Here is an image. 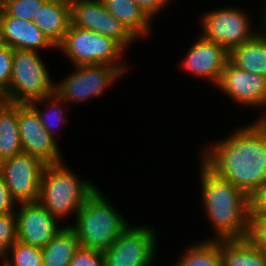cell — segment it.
Returning <instances> with one entry per match:
<instances>
[{
  "label": "cell",
  "mask_w": 266,
  "mask_h": 266,
  "mask_svg": "<svg viewBox=\"0 0 266 266\" xmlns=\"http://www.w3.org/2000/svg\"><path fill=\"white\" fill-rule=\"evenodd\" d=\"M255 121L205 147L200 157L218 177L249 197L266 180V121Z\"/></svg>",
  "instance_id": "6da1fadb"
},
{
  "label": "cell",
  "mask_w": 266,
  "mask_h": 266,
  "mask_svg": "<svg viewBox=\"0 0 266 266\" xmlns=\"http://www.w3.org/2000/svg\"><path fill=\"white\" fill-rule=\"evenodd\" d=\"M200 163L202 203L215 231L214 238L207 241L247 239L250 230L249 196L218 177L202 161Z\"/></svg>",
  "instance_id": "7a4b0ae2"
},
{
  "label": "cell",
  "mask_w": 266,
  "mask_h": 266,
  "mask_svg": "<svg viewBox=\"0 0 266 266\" xmlns=\"http://www.w3.org/2000/svg\"><path fill=\"white\" fill-rule=\"evenodd\" d=\"M69 227L75 232L80 246L104 251L108 249L129 225L96 188L85 200Z\"/></svg>",
  "instance_id": "3957f363"
},
{
  "label": "cell",
  "mask_w": 266,
  "mask_h": 266,
  "mask_svg": "<svg viewBox=\"0 0 266 266\" xmlns=\"http://www.w3.org/2000/svg\"><path fill=\"white\" fill-rule=\"evenodd\" d=\"M63 164L45 165L38 198L52 216L61 220L72 213L77 215L86 198L97 188Z\"/></svg>",
  "instance_id": "277c9868"
},
{
  "label": "cell",
  "mask_w": 266,
  "mask_h": 266,
  "mask_svg": "<svg viewBox=\"0 0 266 266\" xmlns=\"http://www.w3.org/2000/svg\"><path fill=\"white\" fill-rule=\"evenodd\" d=\"M55 84L38 51L13 49L12 76L4 101L28 104L55 93Z\"/></svg>",
  "instance_id": "5b68a950"
},
{
  "label": "cell",
  "mask_w": 266,
  "mask_h": 266,
  "mask_svg": "<svg viewBox=\"0 0 266 266\" xmlns=\"http://www.w3.org/2000/svg\"><path fill=\"white\" fill-rule=\"evenodd\" d=\"M57 49L61 50L74 66L107 64L116 66L123 74L128 71L127 65L120 61L126 50L112 38L92 30L70 24Z\"/></svg>",
  "instance_id": "8992f818"
},
{
  "label": "cell",
  "mask_w": 266,
  "mask_h": 266,
  "mask_svg": "<svg viewBox=\"0 0 266 266\" xmlns=\"http://www.w3.org/2000/svg\"><path fill=\"white\" fill-rule=\"evenodd\" d=\"M156 231L149 226H127L103 251L105 266H151L156 255Z\"/></svg>",
  "instance_id": "52a82bcc"
},
{
  "label": "cell",
  "mask_w": 266,
  "mask_h": 266,
  "mask_svg": "<svg viewBox=\"0 0 266 266\" xmlns=\"http://www.w3.org/2000/svg\"><path fill=\"white\" fill-rule=\"evenodd\" d=\"M241 9L226 7L207 12L201 18L202 37L221 45L228 53L252 40L258 33L251 28V19ZM252 30V31H251Z\"/></svg>",
  "instance_id": "ba28073f"
},
{
  "label": "cell",
  "mask_w": 266,
  "mask_h": 266,
  "mask_svg": "<svg viewBox=\"0 0 266 266\" xmlns=\"http://www.w3.org/2000/svg\"><path fill=\"white\" fill-rule=\"evenodd\" d=\"M123 73L107 64L75 66V71L60 83L55 84V92L68 104L88 101L103 95L104 90Z\"/></svg>",
  "instance_id": "9c48e42d"
},
{
  "label": "cell",
  "mask_w": 266,
  "mask_h": 266,
  "mask_svg": "<svg viewBox=\"0 0 266 266\" xmlns=\"http://www.w3.org/2000/svg\"><path fill=\"white\" fill-rule=\"evenodd\" d=\"M44 167L40 159L25 152L0 162V174L17 203L38 201Z\"/></svg>",
  "instance_id": "30bf717a"
},
{
  "label": "cell",
  "mask_w": 266,
  "mask_h": 266,
  "mask_svg": "<svg viewBox=\"0 0 266 266\" xmlns=\"http://www.w3.org/2000/svg\"><path fill=\"white\" fill-rule=\"evenodd\" d=\"M18 126L23 152L37 157L45 165L63 162L57 138L50 135L29 104H18Z\"/></svg>",
  "instance_id": "8fae6325"
},
{
  "label": "cell",
  "mask_w": 266,
  "mask_h": 266,
  "mask_svg": "<svg viewBox=\"0 0 266 266\" xmlns=\"http://www.w3.org/2000/svg\"><path fill=\"white\" fill-rule=\"evenodd\" d=\"M16 209L17 240L21 243L43 248L64 227L45 207L36 202H20ZM18 212V213H17Z\"/></svg>",
  "instance_id": "7c38bea8"
},
{
  "label": "cell",
  "mask_w": 266,
  "mask_h": 266,
  "mask_svg": "<svg viewBox=\"0 0 266 266\" xmlns=\"http://www.w3.org/2000/svg\"><path fill=\"white\" fill-rule=\"evenodd\" d=\"M216 87L241 105L261 109L266 106V77L239 69L230 60Z\"/></svg>",
  "instance_id": "4fadbf2b"
},
{
  "label": "cell",
  "mask_w": 266,
  "mask_h": 266,
  "mask_svg": "<svg viewBox=\"0 0 266 266\" xmlns=\"http://www.w3.org/2000/svg\"><path fill=\"white\" fill-rule=\"evenodd\" d=\"M228 60L229 53L221 45L201 36L186 53L182 66L190 74L208 79L216 86Z\"/></svg>",
  "instance_id": "5bb4252c"
},
{
  "label": "cell",
  "mask_w": 266,
  "mask_h": 266,
  "mask_svg": "<svg viewBox=\"0 0 266 266\" xmlns=\"http://www.w3.org/2000/svg\"><path fill=\"white\" fill-rule=\"evenodd\" d=\"M0 25L7 46L12 49L32 50L57 49L48 37L30 20L8 16L0 10Z\"/></svg>",
  "instance_id": "9a60e30c"
},
{
  "label": "cell",
  "mask_w": 266,
  "mask_h": 266,
  "mask_svg": "<svg viewBox=\"0 0 266 266\" xmlns=\"http://www.w3.org/2000/svg\"><path fill=\"white\" fill-rule=\"evenodd\" d=\"M34 24L57 47L64 39L71 24L70 3L47 0L34 16Z\"/></svg>",
  "instance_id": "2e32d148"
},
{
  "label": "cell",
  "mask_w": 266,
  "mask_h": 266,
  "mask_svg": "<svg viewBox=\"0 0 266 266\" xmlns=\"http://www.w3.org/2000/svg\"><path fill=\"white\" fill-rule=\"evenodd\" d=\"M109 11L136 38L149 35L151 19L135 0H101Z\"/></svg>",
  "instance_id": "e0dca14e"
},
{
  "label": "cell",
  "mask_w": 266,
  "mask_h": 266,
  "mask_svg": "<svg viewBox=\"0 0 266 266\" xmlns=\"http://www.w3.org/2000/svg\"><path fill=\"white\" fill-rule=\"evenodd\" d=\"M22 152L18 104L0 99V162Z\"/></svg>",
  "instance_id": "ac0fdd59"
},
{
  "label": "cell",
  "mask_w": 266,
  "mask_h": 266,
  "mask_svg": "<svg viewBox=\"0 0 266 266\" xmlns=\"http://www.w3.org/2000/svg\"><path fill=\"white\" fill-rule=\"evenodd\" d=\"M229 60L239 69L266 77V38L257 34L234 48L229 53Z\"/></svg>",
  "instance_id": "d6986e66"
},
{
  "label": "cell",
  "mask_w": 266,
  "mask_h": 266,
  "mask_svg": "<svg viewBox=\"0 0 266 266\" xmlns=\"http://www.w3.org/2000/svg\"><path fill=\"white\" fill-rule=\"evenodd\" d=\"M222 266H266V254L248 238L221 241Z\"/></svg>",
  "instance_id": "ffe728a7"
},
{
  "label": "cell",
  "mask_w": 266,
  "mask_h": 266,
  "mask_svg": "<svg viewBox=\"0 0 266 266\" xmlns=\"http://www.w3.org/2000/svg\"><path fill=\"white\" fill-rule=\"evenodd\" d=\"M80 243L75 232L64 226L42 249L43 266H69Z\"/></svg>",
  "instance_id": "44dd1931"
},
{
  "label": "cell",
  "mask_w": 266,
  "mask_h": 266,
  "mask_svg": "<svg viewBox=\"0 0 266 266\" xmlns=\"http://www.w3.org/2000/svg\"><path fill=\"white\" fill-rule=\"evenodd\" d=\"M180 258L175 266H222L221 241L205 239L192 244Z\"/></svg>",
  "instance_id": "7402d4cb"
},
{
  "label": "cell",
  "mask_w": 266,
  "mask_h": 266,
  "mask_svg": "<svg viewBox=\"0 0 266 266\" xmlns=\"http://www.w3.org/2000/svg\"><path fill=\"white\" fill-rule=\"evenodd\" d=\"M96 33L112 38L125 50L129 45H132V42L137 40L120 21L105 9L101 0H98Z\"/></svg>",
  "instance_id": "603a6c76"
},
{
  "label": "cell",
  "mask_w": 266,
  "mask_h": 266,
  "mask_svg": "<svg viewBox=\"0 0 266 266\" xmlns=\"http://www.w3.org/2000/svg\"><path fill=\"white\" fill-rule=\"evenodd\" d=\"M46 101L50 102L49 105H45V107L49 109L47 111L41 112L39 104L43 105V102L45 103ZM28 104L36 111L40 122L50 133V135L56 138V136L54 135L56 132L55 129L58 125L66 124L67 121L66 117H64L65 111L62 108L64 107L62 106V104L64 105L66 104V102L55 92L47 97L31 101Z\"/></svg>",
  "instance_id": "cb8c5ba5"
},
{
  "label": "cell",
  "mask_w": 266,
  "mask_h": 266,
  "mask_svg": "<svg viewBox=\"0 0 266 266\" xmlns=\"http://www.w3.org/2000/svg\"><path fill=\"white\" fill-rule=\"evenodd\" d=\"M2 259H5L2 266H43L42 249L18 240L7 250Z\"/></svg>",
  "instance_id": "d4e9b609"
},
{
  "label": "cell",
  "mask_w": 266,
  "mask_h": 266,
  "mask_svg": "<svg viewBox=\"0 0 266 266\" xmlns=\"http://www.w3.org/2000/svg\"><path fill=\"white\" fill-rule=\"evenodd\" d=\"M71 25L96 32L98 0H73L70 2Z\"/></svg>",
  "instance_id": "484cf974"
},
{
  "label": "cell",
  "mask_w": 266,
  "mask_h": 266,
  "mask_svg": "<svg viewBox=\"0 0 266 266\" xmlns=\"http://www.w3.org/2000/svg\"><path fill=\"white\" fill-rule=\"evenodd\" d=\"M47 0H1V9L11 17L34 20L39 9Z\"/></svg>",
  "instance_id": "4316f807"
},
{
  "label": "cell",
  "mask_w": 266,
  "mask_h": 266,
  "mask_svg": "<svg viewBox=\"0 0 266 266\" xmlns=\"http://www.w3.org/2000/svg\"><path fill=\"white\" fill-rule=\"evenodd\" d=\"M17 241L16 212L0 214V258Z\"/></svg>",
  "instance_id": "83f0119b"
},
{
  "label": "cell",
  "mask_w": 266,
  "mask_h": 266,
  "mask_svg": "<svg viewBox=\"0 0 266 266\" xmlns=\"http://www.w3.org/2000/svg\"><path fill=\"white\" fill-rule=\"evenodd\" d=\"M248 239L266 254V211L250 213V230Z\"/></svg>",
  "instance_id": "f1b7e54d"
},
{
  "label": "cell",
  "mask_w": 266,
  "mask_h": 266,
  "mask_svg": "<svg viewBox=\"0 0 266 266\" xmlns=\"http://www.w3.org/2000/svg\"><path fill=\"white\" fill-rule=\"evenodd\" d=\"M13 49L9 46L0 49V99L7 98L12 76Z\"/></svg>",
  "instance_id": "f546056e"
},
{
  "label": "cell",
  "mask_w": 266,
  "mask_h": 266,
  "mask_svg": "<svg viewBox=\"0 0 266 266\" xmlns=\"http://www.w3.org/2000/svg\"><path fill=\"white\" fill-rule=\"evenodd\" d=\"M69 266H105L103 251L79 246Z\"/></svg>",
  "instance_id": "4dcf8cb0"
},
{
  "label": "cell",
  "mask_w": 266,
  "mask_h": 266,
  "mask_svg": "<svg viewBox=\"0 0 266 266\" xmlns=\"http://www.w3.org/2000/svg\"><path fill=\"white\" fill-rule=\"evenodd\" d=\"M17 201L12 197L4 177L0 174V214L14 213Z\"/></svg>",
  "instance_id": "1f68e13d"
},
{
  "label": "cell",
  "mask_w": 266,
  "mask_h": 266,
  "mask_svg": "<svg viewBox=\"0 0 266 266\" xmlns=\"http://www.w3.org/2000/svg\"><path fill=\"white\" fill-rule=\"evenodd\" d=\"M250 213L266 209V180L250 195Z\"/></svg>",
  "instance_id": "d6a6232c"
},
{
  "label": "cell",
  "mask_w": 266,
  "mask_h": 266,
  "mask_svg": "<svg viewBox=\"0 0 266 266\" xmlns=\"http://www.w3.org/2000/svg\"><path fill=\"white\" fill-rule=\"evenodd\" d=\"M171 0H135V2L146 12L152 19L159 13L165 5L170 4Z\"/></svg>",
  "instance_id": "836d02e7"
},
{
  "label": "cell",
  "mask_w": 266,
  "mask_h": 266,
  "mask_svg": "<svg viewBox=\"0 0 266 266\" xmlns=\"http://www.w3.org/2000/svg\"><path fill=\"white\" fill-rule=\"evenodd\" d=\"M264 10H265V11H262V12H264V14H263V16H262L263 18H261L262 21H263V24H261L262 27H263V29H262V30H258V32H259L260 35H262L263 37L266 38V3H265ZM263 25H264V26H263ZM261 31H262V32H261Z\"/></svg>",
  "instance_id": "e575fe53"
},
{
  "label": "cell",
  "mask_w": 266,
  "mask_h": 266,
  "mask_svg": "<svg viewBox=\"0 0 266 266\" xmlns=\"http://www.w3.org/2000/svg\"><path fill=\"white\" fill-rule=\"evenodd\" d=\"M6 46H7V44H6V41H5V38H4V34H3V31H2V27L0 25V49L1 48H4Z\"/></svg>",
  "instance_id": "d590c367"
},
{
  "label": "cell",
  "mask_w": 266,
  "mask_h": 266,
  "mask_svg": "<svg viewBox=\"0 0 266 266\" xmlns=\"http://www.w3.org/2000/svg\"><path fill=\"white\" fill-rule=\"evenodd\" d=\"M260 118H261V120H265L266 121V116L265 117L264 116L263 117L261 116Z\"/></svg>",
  "instance_id": "8d00e7d4"
},
{
  "label": "cell",
  "mask_w": 266,
  "mask_h": 266,
  "mask_svg": "<svg viewBox=\"0 0 266 266\" xmlns=\"http://www.w3.org/2000/svg\"><path fill=\"white\" fill-rule=\"evenodd\" d=\"M63 1H66V2H69V3H70V2L73 1V0H63Z\"/></svg>",
  "instance_id": "74e56055"
}]
</instances>
